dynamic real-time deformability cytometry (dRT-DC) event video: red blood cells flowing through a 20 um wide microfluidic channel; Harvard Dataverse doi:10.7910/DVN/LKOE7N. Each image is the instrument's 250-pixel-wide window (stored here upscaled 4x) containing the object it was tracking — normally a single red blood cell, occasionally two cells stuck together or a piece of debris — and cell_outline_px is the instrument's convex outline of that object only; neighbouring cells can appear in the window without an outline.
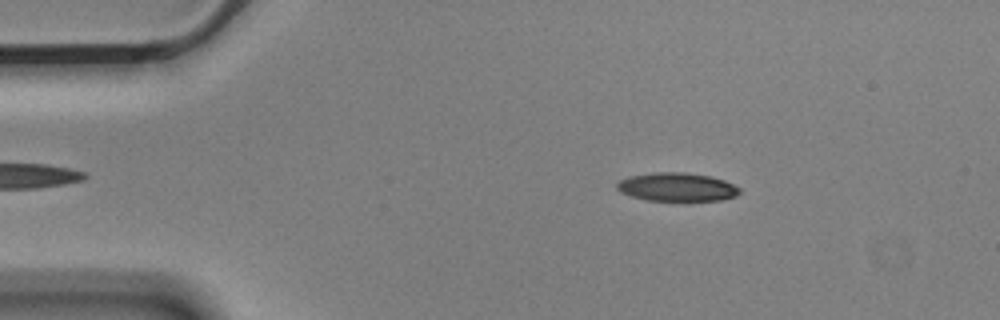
{"species": "Egyptian fruit bat (a non-hibernating species)", "species_latin": "Rousettus aegyptiacus", "temperature_condition": "cold", "stored_images_in_passage": 56, "camera_frame_rate_fps": 3000, "um_per_image_px": 0.085, "animal": {"sex": "male"}, "frame": {"image": 1, "passage_image": 9, "time_ms": 2.667, "image_size_px": [1000, 320], "cell_outline_px": [[740, 192], [736, 196], [720, 200], [688, 204], [648, 200], [632, 196], [620, 192], [616, 188], [616, 184], [620, 180], [628, 176], [656, 172], [684, 172], [712, 176], [724, 180], [740, 188]], "centroid_in_image_um": [57.57, 15.94], "position_along_channel_um": 27.4, "area_um2": 21.33}}
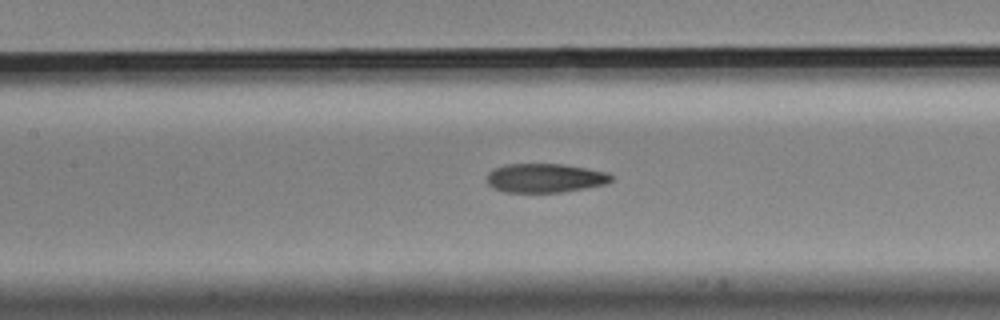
{"frame": {"image": 2, "passage_image": 25, "time_ms": 8.0, "image_size_px": [1000, 320], "cell_outline_px": [[612, 180], [608, 184], [560, 192], [504, 192], [492, 188], [488, 184], [488, 172], [504, 164], [564, 164], [588, 168], [608, 172], [612, 176]], "centroid_in_image_um": [46.35, 15.13], "position_along_channel_um": 161.1, "area_um2": 21.1}}
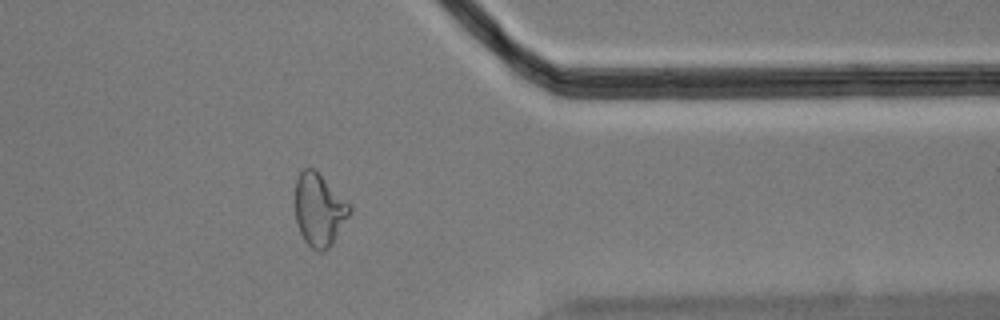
{"frame": {"image": 3, "passage_image": 45, "time_ms": 14.667, "image_size_px": [1000, 320], "cell_outline_px": [[352, 212], [332, 244], [324, 252], [316, 252], [304, 240], [300, 232], [296, 220], [296, 180], [300, 172], [304, 168], [312, 168], [352, 204]], "centroid_in_image_um": [27.16, 17.86], "position_along_channel_um": 384.2, "area_um2": 23.06}, "authors_computed_cell_mechanics": {"area_um2": 21.5594, "velocity_mm_per_s": 3.5481, "shape_relaxation_time_tau1_ms": null, "shape_relaxation_time_tau2_ms": 3.5119, "deformation_change_tau1": null, "deformation_change_tau2": 0.1159}}